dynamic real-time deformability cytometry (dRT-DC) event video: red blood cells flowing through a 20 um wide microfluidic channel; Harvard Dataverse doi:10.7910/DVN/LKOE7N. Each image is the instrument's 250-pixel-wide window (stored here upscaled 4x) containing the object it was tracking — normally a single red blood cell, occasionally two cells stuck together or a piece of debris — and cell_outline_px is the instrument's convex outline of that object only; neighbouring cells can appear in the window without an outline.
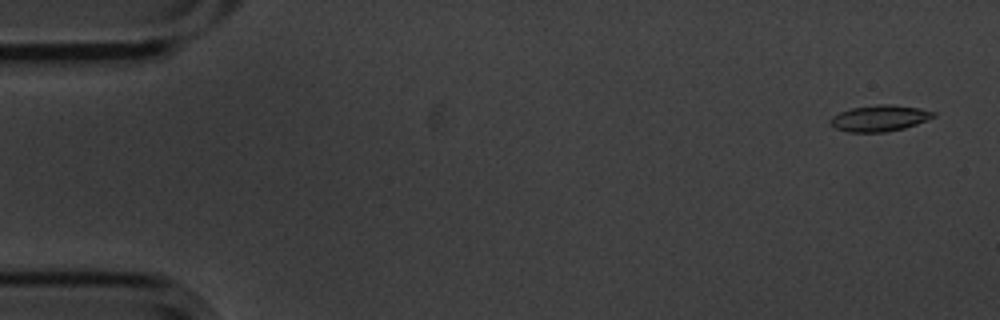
{"species": "common noctule bat (a hibernating species)", "species_latin": "Nyctalus noctula", "temperature_condition": "cold", "stored_images_in_passage": 5, "camera_frame_rate_fps": 3000, "um_per_image_px": 0.085, "animal": {"sex": "male", "body_mass_g": 20.1, "forearm_length_mm": 53.5}, "frame": {"image": 1, "passage_image": 1, "time_ms": 0.0, "image_size_px": [1000, 320], "cell_outline_px": [[936, 116], [916, 124], [904, 128], [884, 132], [848, 132], [836, 128], [828, 120], [832, 116], [840, 112], [852, 108], [880, 104], [892, 104], [920, 108], [936, 112]], "centroid_in_image_um": [74.78, 10.04], "position_along_channel_um": 10.2, "area_um2": 15.66}}